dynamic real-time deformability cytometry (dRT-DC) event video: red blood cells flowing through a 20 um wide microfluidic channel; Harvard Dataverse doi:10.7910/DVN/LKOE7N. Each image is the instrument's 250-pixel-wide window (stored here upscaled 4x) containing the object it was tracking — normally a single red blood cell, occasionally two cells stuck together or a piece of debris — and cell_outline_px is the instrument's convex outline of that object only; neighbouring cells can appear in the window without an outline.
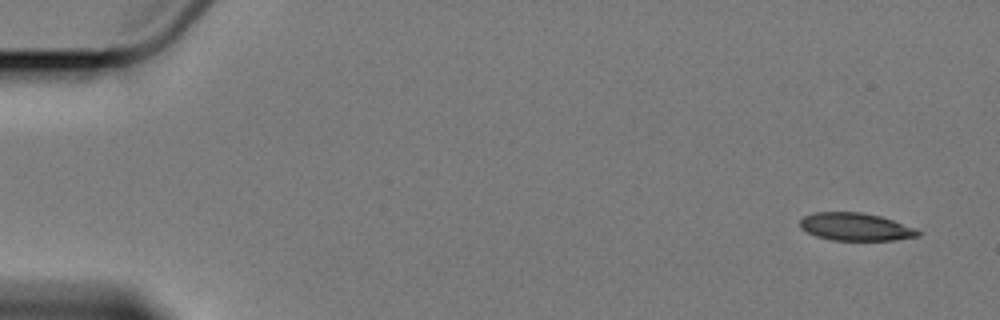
{"species": "Egyptian fruit bat (a non-hibernating species)", "species_latin": "Rousettus aegyptiacus", "temperature_condition": "cold", "stored_images_in_passage": 5, "camera_frame_rate_fps": 3000, "um_per_image_px": 0.085, "animal": {"sex": "female"}, "frame": {"image": 1, "passage_image": 1, "time_ms": 0.0, "image_size_px": [1000, 320], "cell_outline_px": [[920, 236], [892, 240], [832, 240], [816, 236], [800, 228], [800, 220], [804, 216], [816, 212], [860, 212], [880, 216], [916, 228], [920, 232]], "centroid_in_image_um": [72.72, 19.28], "position_along_channel_um": 12.3, "area_um2": 18.96}}
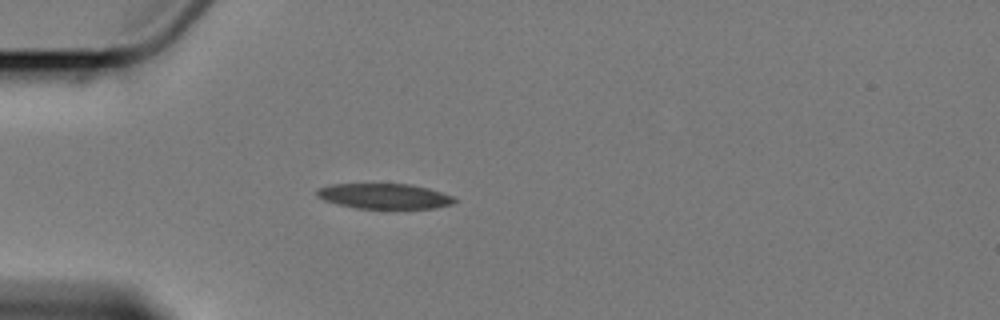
{"frame": {"image": 2, "passage_image": 5, "time_ms": 4.667, "image_size_px": [1000, 320], "cell_outline_px": [[456, 200], [452, 204], [436, 208], [356, 208], [324, 200], [316, 196], [316, 188], [332, 184], [408, 184], [428, 188], [452, 196]], "centroid_in_image_um": [32.64, 16.67], "position_along_channel_um": 52.4, "area_um2": 20.06}}